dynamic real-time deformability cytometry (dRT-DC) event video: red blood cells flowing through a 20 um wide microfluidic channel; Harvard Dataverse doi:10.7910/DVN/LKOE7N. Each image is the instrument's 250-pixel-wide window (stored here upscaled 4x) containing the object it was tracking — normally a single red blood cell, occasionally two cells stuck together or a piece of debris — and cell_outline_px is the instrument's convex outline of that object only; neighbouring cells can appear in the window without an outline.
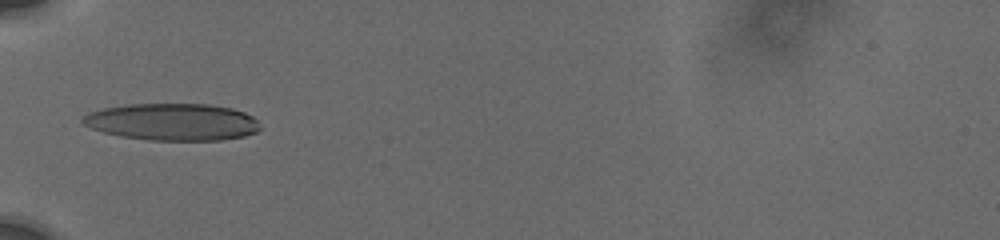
{"species": "human", "species_latin": "Homo sapiens", "temperature_condition": "cold", "stored_images_in_passage": 6, "camera_frame_rate_fps": 3000, "um_per_image_px": 0.085, "donor": {"sex": "male"}, "frame": {"image": 1, "passage_image": 1, "time_ms": 0.0, "image_size_px": [1000, 240], "cell_outline_px": [[260, 128], [256, 132], [244, 136], [220, 140], [148, 140], [120, 136], [104, 132], [92, 128], [84, 124], [80, 120], [88, 112], [104, 108], [128, 104], [208, 104], [232, 108], [244, 112], [252, 116], [256, 120]], "centroid_in_image_um": [14.65, 10.36], "position_along_channel_um": 70.4, "area_um2": 38.21}}
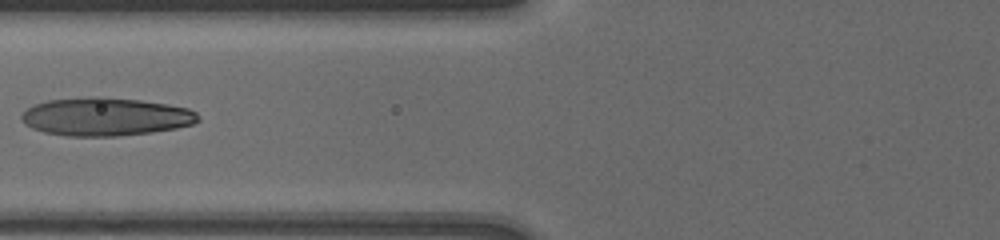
{"frame": {"image": 2, "passage_image": 3, "time_ms": 1.333, "image_size_px": [1000, 240], "cell_outline_px": [[200, 120], [192, 124], [176, 128], [152, 132], [116, 136], [68, 136], [44, 132], [32, 128], [20, 116], [28, 108], [36, 104], [48, 100], [96, 96], [104, 96], [140, 100], [168, 104], [188, 108], [196, 112]], "centroid_in_image_um": [9.01, 9.91], "position_along_channel_um": 116.8, "area_um2": 39.13}}
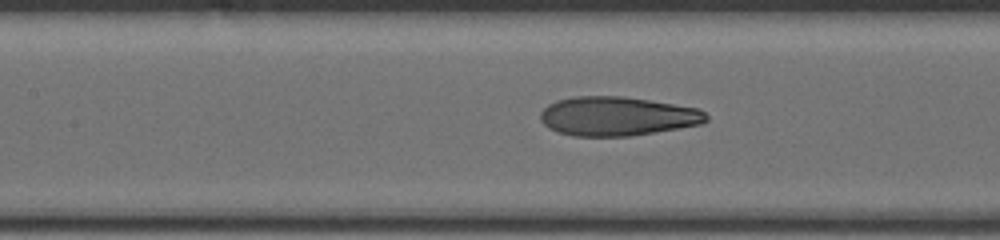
{"frame": {"image": 3, "passage_image": 5, "time_ms": 2.333, "image_size_px": [1000, 240], "cell_outline_px": [[708, 120], [700, 124], [680, 128], [628, 136], [572, 136], [556, 132], [548, 128], [540, 120], [540, 112], [548, 104], [556, 100], [576, 96], [624, 96], [700, 108], [708, 116]], "centroid_in_image_um": [52.44, 9.87], "position_along_channel_um": 155.0, "area_um2": 37.97}}